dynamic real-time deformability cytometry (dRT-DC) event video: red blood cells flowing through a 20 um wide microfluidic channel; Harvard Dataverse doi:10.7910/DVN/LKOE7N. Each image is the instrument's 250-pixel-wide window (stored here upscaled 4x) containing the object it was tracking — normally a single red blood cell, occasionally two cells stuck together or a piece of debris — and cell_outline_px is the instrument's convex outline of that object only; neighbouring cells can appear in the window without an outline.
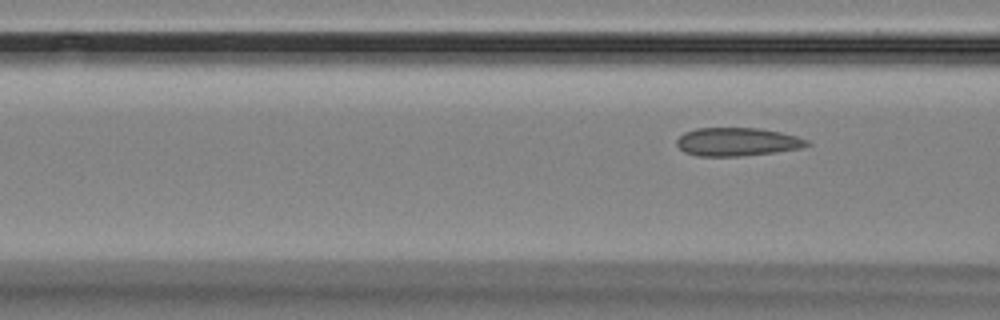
{"species": "Egyptian fruit bat (a non-hibernating species)", "species_latin": "Rousettus aegyptiacus", "temperature_condition": "room temperature", "stored_images_in_passage": 4, "camera_frame_rate_fps": 3000, "um_per_image_px": 0.085, "animal": {"sex": "female"}, "frame": {"image": 1, "passage_image": 4, "time_ms": 4.333, "image_size_px": [1000, 320], "cell_outline_px": [[812, 144], [804, 148], [776, 152], [740, 156], [696, 156], [684, 152], [676, 144], [676, 140], [684, 132], [696, 128], [756, 128], [780, 132], [796, 136], [808, 140]], "centroid_in_image_um": [62.67, 12.06], "position_along_channel_um": 103.9, "area_um2": 21.62}}